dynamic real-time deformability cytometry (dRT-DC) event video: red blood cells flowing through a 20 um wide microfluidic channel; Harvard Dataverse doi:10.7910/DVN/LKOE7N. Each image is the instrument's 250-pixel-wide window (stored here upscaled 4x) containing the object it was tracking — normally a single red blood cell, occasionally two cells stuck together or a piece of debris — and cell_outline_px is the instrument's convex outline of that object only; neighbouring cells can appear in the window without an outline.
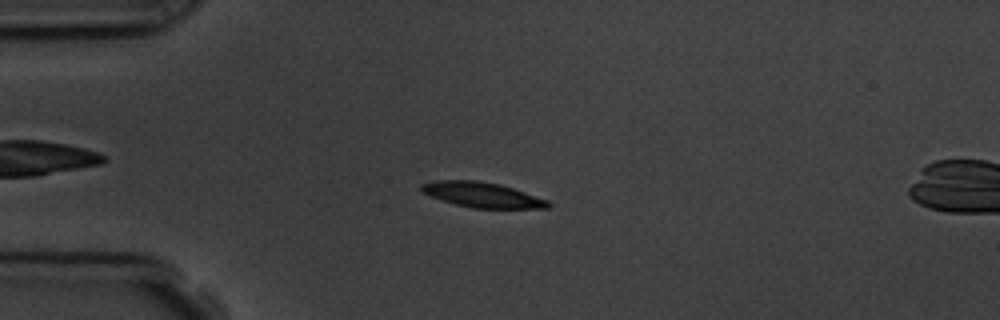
{"species": "common noctule bat (a hibernating species)", "species_latin": "Nyctalus noctula", "temperature_condition": "room temperature", "stored_images_in_passage": 5, "camera_frame_rate_fps": 3000, "um_per_image_px": 0.085, "animal": {"sex": "male", "body_mass_g": 19.5, "forearm_length_mm": 54.6}, "frame": {"image": 1, "passage_image": 4, "time_ms": 3.667, "image_size_px": [1000, 320], "cell_outline_px": [[552, 204], [548, 208], [472, 208], [440, 200], [420, 192], [420, 184], [436, 180], [476, 180], [500, 184], [548, 200]], "centroid_in_image_um": [40.94, 16.55], "position_along_channel_um": 44.1, "area_um2": 18.61}}